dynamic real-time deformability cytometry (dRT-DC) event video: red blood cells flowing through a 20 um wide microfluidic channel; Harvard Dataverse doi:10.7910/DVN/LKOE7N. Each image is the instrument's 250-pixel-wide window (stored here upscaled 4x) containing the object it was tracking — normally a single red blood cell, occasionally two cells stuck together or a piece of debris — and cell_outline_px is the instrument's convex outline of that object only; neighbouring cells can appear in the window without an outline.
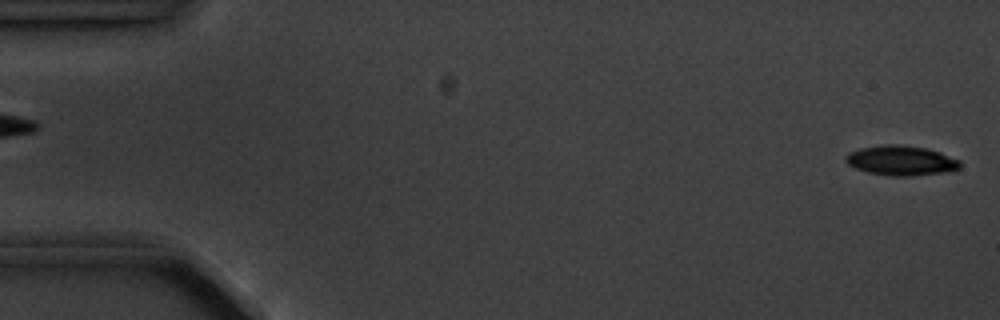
{"species": "common noctule bat (a hibernating species)", "species_latin": "Nyctalus noctula", "temperature_condition": "cold", "stored_images_in_passage": 2, "camera_frame_rate_fps": 3000, "um_per_image_px": 0.085, "animal": {"sex": "male", "body_mass_g": 20.1, "forearm_length_mm": 53.5}, "frame": {"image": 1, "passage_image": 2, "time_ms": 2.0, "image_size_px": [1000, 320], "cell_outline_px": [[960, 168], [944, 172], [912, 176], [892, 176], [868, 172], [856, 168], [848, 164], [844, 160], [844, 156], [848, 152], [860, 148], [888, 144], [896, 144], [924, 148], [940, 152], [960, 160]], "centroid_in_image_um": [76.56, 13.64], "position_along_channel_um": 8.4, "area_um2": 19.77}}